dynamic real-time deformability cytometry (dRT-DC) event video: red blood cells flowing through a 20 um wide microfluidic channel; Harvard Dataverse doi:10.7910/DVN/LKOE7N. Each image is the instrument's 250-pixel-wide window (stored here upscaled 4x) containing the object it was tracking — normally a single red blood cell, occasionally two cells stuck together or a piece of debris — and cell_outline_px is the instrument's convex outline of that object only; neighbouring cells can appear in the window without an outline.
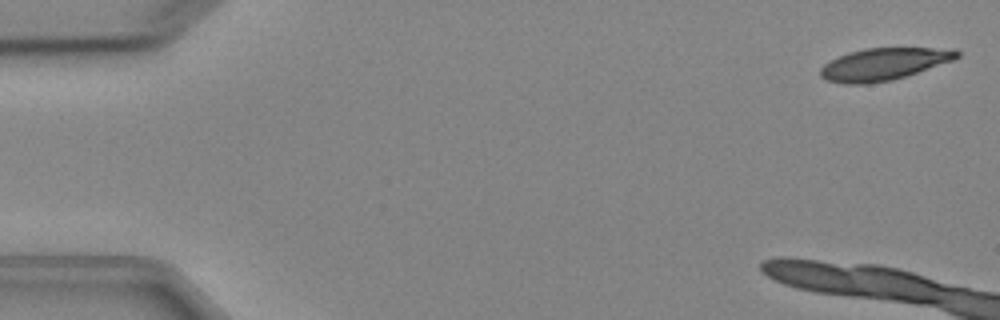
{"species": "Egyptian fruit bat (a non-hibernating species)", "species_latin": "Rousettus aegyptiacus", "temperature_condition": "cold", "stored_images_in_passage": 5, "camera_frame_rate_fps": 3000, "um_per_image_px": 0.085, "animal": {"sex": "female"}, "frame": {"image": 1, "passage_image": 5, "time_ms": 5.333, "image_size_px": [1000, 320], "cell_outline_px": [[960, 56], [952, 60], [892, 80], [868, 84], [844, 84], [828, 80], [820, 76], [820, 68], [824, 64], [848, 52], [864, 48], [956, 48], [960, 52]], "centroid_in_image_um": [75.11, 5.44], "position_along_channel_um": 9.9, "area_um2": 25.37}}